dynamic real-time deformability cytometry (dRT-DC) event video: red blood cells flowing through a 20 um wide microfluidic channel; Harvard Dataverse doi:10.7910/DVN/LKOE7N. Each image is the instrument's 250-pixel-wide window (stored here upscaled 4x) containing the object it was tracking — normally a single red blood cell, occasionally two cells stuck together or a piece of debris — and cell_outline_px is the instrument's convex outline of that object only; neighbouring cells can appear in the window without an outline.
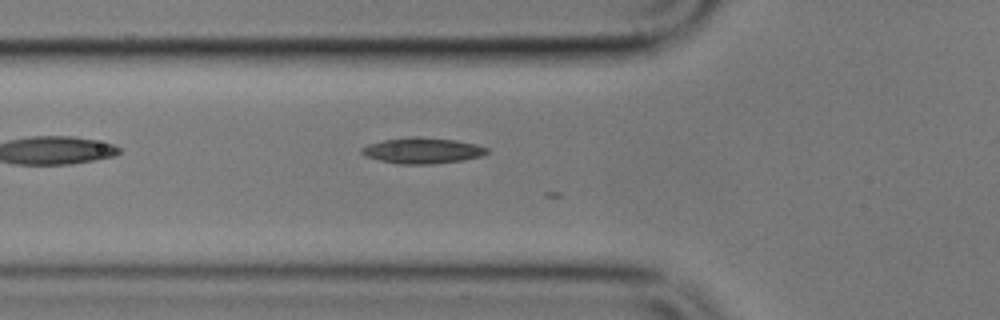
{"species": "common noctule bat (a hibernating species)", "species_latin": "Nyctalus noctula", "temperature_condition": "cold", "stored_images_in_passage": 6, "camera_frame_rate_fps": 3000, "um_per_image_px": 0.085, "animal": {"sex": "male", "body_mass_g": 17.9}, "frame": {"image": 1, "passage_image": 6, "time_ms": 6.0, "image_size_px": [1000, 320], "cell_outline_px": [[488, 152], [484, 156], [464, 160], [432, 164], [396, 164], [364, 156], [360, 152], [360, 148], [368, 144], [384, 140], [412, 136], [416, 136], [456, 140], [476, 144], [488, 148]], "centroid_in_image_um": [35.91, 12.8], "position_along_channel_um": 89.9, "area_um2": 19.07}}